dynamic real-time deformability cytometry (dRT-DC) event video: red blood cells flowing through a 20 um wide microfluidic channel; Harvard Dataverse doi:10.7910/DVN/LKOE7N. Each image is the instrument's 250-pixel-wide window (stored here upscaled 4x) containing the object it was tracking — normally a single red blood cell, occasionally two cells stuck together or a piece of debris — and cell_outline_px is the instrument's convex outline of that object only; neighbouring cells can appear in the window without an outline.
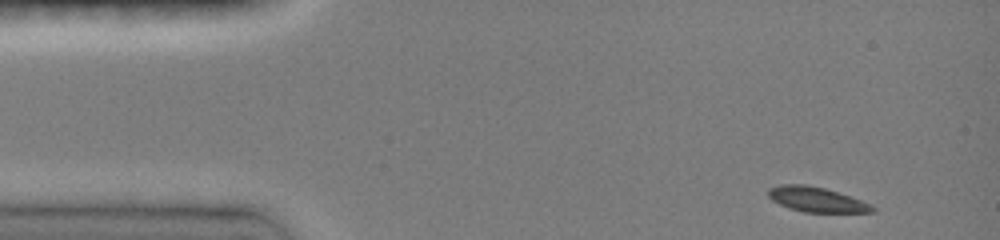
{"species": "common noctule bat (a hibernating species)", "species_latin": "Nyctalus noctula", "temperature_condition": "room temperature", "stored_images_in_passage": 74, "camera_frame_rate_fps": 3000, "um_per_image_px": 0.085, "animal": {"sex": "female", "body_mass_g": 19.0, "forearm_length_mm": 51.5}, "frame": {"image": 1, "passage_image": 1, "time_ms": 0.0, "image_size_px": [1000, 240], "cell_outline_px": [[876, 212], [804, 212], [788, 208], [772, 200], [768, 196], [768, 188], [780, 184], [808, 184], [824, 188], [872, 204], [876, 208]], "centroid_in_image_um": [69.38, 16.95], "position_along_channel_um": 15.6, "area_um2": 15.09}}
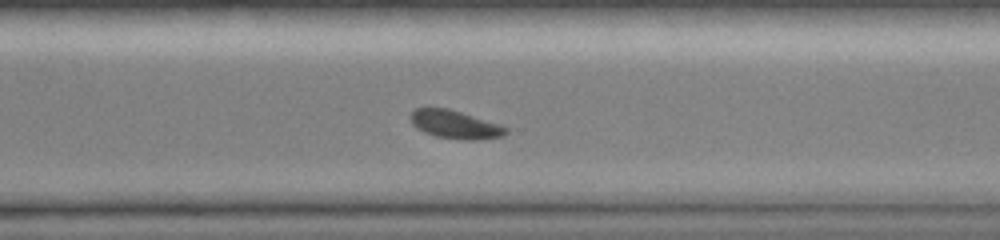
{"frame": {"image": 2, "passage_image": 53, "time_ms": 10.0, "image_size_px": [1000, 240], "cell_outline_px": [[508, 132], [504, 136], [476, 140], [468, 140], [436, 136], [424, 132], [416, 128], [412, 124], [408, 116], [416, 108], [448, 108], [500, 124], [508, 128]], "centroid_in_image_um": [38.68, 10.58], "position_along_channel_um": 331.9, "area_um2": 15.72}}
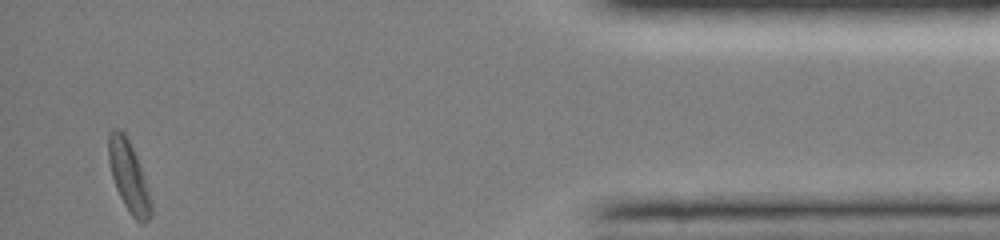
{"frame": {"image": 3, "passage_image": 73, "time_ms": 13.667, "image_size_px": [1000, 240], "cell_outline_px": [[152, 216], [144, 224], [140, 224], [132, 216], [124, 204], [116, 188], [112, 176], [108, 160], [108, 132], [112, 128], [120, 128], [124, 132], [136, 156], [144, 176], [152, 204]], "centroid_in_image_um": [10.94, 15.0], "position_along_channel_um": 424.3, "area_um2": 17.51}, "authors_computed_cell_mechanics": {"area_um2": 16.2707, "velocity_mm_per_s": 4.0288, "shape_relaxation_time_tau1_ms": 2.5095, "shape_relaxation_time_tau2_ms": 9.641, "deformation_change_tau1": 0.109, "deformation_change_tau2": 0.0605}}